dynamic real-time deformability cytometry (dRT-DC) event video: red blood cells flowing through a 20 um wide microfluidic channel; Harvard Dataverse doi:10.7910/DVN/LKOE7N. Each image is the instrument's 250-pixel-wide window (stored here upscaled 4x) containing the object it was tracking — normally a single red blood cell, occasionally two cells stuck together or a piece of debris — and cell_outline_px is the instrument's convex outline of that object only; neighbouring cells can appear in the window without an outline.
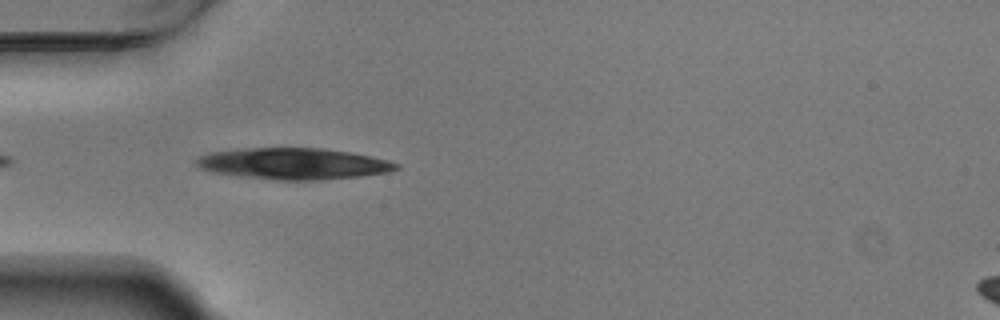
{"species": "Egyptian fruit bat (a non-hibernating species)", "species_latin": "Rousettus aegyptiacus", "temperature_condition": "warm", "stored_images_in_passage": 20, "segment_of_instrument_passage": [1, 2], "camera_frame_rate_fps": 3000, "um_per_image_px": 0.085, "animal": {"sex": "male"}, "frame": {"image": 1, "passage_image": 2, "time_ms": 0.333, "image_size_px": [1000, 320], "cell_outline_px": [[400, 168], [388, 172], [360, 176], [320, 180], [272, 180], [240, 176], [212, 172], [200, 168], [196, 164], [196, 160], [200, 156], [212, 152], [244, 148], [320, 148], [348, 152], [372, 156], [388, 160], [400, 164]], "centroid_in_image_um": [24.96, 13.92], "position_along_channel_um": 60.0, "area_um2": 36.47}}